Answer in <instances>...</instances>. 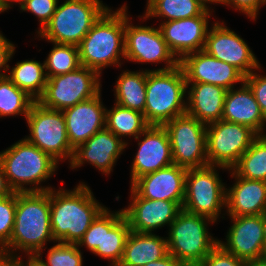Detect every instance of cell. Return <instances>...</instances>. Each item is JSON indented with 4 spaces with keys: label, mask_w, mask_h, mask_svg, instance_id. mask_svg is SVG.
Returning a JSON list of instances; mask_svg holds the SVG:
<instances>
[{
    "label": "cell",
    "mask_w": 266,
    "mask_h": 266,
    "mask_svg": "<svg viewBox=\"0 0 266 266\" xmlns=\"http://www.w3.org/2000/svg\"><path fill=\"white\" fill-rule=\"evenodd\" d=\"M225 25L223 21L211 23L203 50L210 56L233 65L244 76L263 69L245 40Z\"/></svg>",
    "instance_id": "cell-15"
},
{
    "label": "cell",
    "mask_w": 266,
    "mask_h": 266,
    "mask_svg": "<svg viewBox=\"0 0 266 266\" xmlns=\"http://www.w3.org/2000/svg\"><path fill=\"white\" fill-rule=\"evenodd\" d=\"M76 244L58 242L48 249L47 266H83V253Z\"/></svg>",
    "instance_id": "cell-35"
},
{
    "label": "cell",
    "mask_w": 266,
    "mask_h": 266,
    "mask_svg": "<svg viewBox=\"0 0 266 266\" xmlns=\"http://www.w3.org/2000/svg\"><path fill=\"white\" fill-rule=\"evenodd\" d=\"M255 71L245 76L244 82L250 87L262 114L266 118V75L258 74Z\"/></svg>",
    "instance_id": "cell-39"
},
{
    "label": "cell",
    "mask_w": 266,
    "mask_h": 266,
    "mask_svg": "<svg viewBox=\"0 0 266 266\" xmlns=\"http://www.w3.org/2000/svg\"><path fill=\"white\" fill-rule=\"evenodd\" d=\"M258 135L249 127L219 120L207 124L208 165L231 169Z\"/></svg>",
    "instance_id": "cell-14"
},
{
    "label": "cell",
    "mask_w": 266,
    "mask_h": 266,
    "mask_svg": "<svg viewBox=\"0 0 266 266\" xmlns=\"http://www.w3.org/2000/svg\"><path fill=\"white\" fill-rule=\"evenodd\" d=\"M246 266H266V258L263 260L247 262Z\"/></svg>",
    "instance_id": "cell-48"
},
{
    "label": "cell",
    "mask_w": 266,
    "mask_h": 266,
    "mask_svg": "<svg viewBox=\"0 0 266 266\" xmlns=\"http://www.w3.org/2000/svg\"><path fill=\"white\" fill-rule=\"evenodd\" d=\"M221 120L247 126L257 135H266V118L245 82L240 88L227 90Z\"/></svg>",
    "instance_id": "cell-25"
},
{
    "label": "cell",
    "mask_w": 266,
    "mask_h": 266,
    "mask_svg": "<svg viewBox=\"0 0 266 266\" xmlns=\"http://www.w3.org/2000/svg\"><path fill=\"white\" fill-rule=\"evenodd\" d=\"M263 229H264V240L266 247V211L263 213Z\"/></svg>",
    "instance_id": "cell-49"
},
{
    "label": "cell",
    "mask_w": 266,
    "mask_h": 266,
    "mask_svg": "<svg viewBox=\"0 0 266 266\" xmlns=\"http://www.w3.org/2000/svg\"><path fill=\"white\" fill-rule=\"evenodd\" d=\"M54 242L50 221V190L16 192L14 228L9 244L4 248L17 257L25 254L43 255L47 242Z\"/></svg>",
    "instance_id": "cell-2"
},
{
    "label": "cell",
    "mask_w": 266,
    "mask_h": 266,
    "mask_svg": "<svg viewBox=\"0 0 266 266\" xmlns=\"http://www.w3.org/2000/svg\"><path fill=\"white\" fill-rule=\"evenodd\" d=\"M0 266H17V257L5 249H0Z\"/></svg>",
    "instance_id": "cell-45"
},
{
    "label": "cell",
    "mask_w": 266,
    "mask_h": 266,
    "mask_svg": "<svg viewBox=\"0 0 266 266\" xmlns=\"http://www.w3.org/2000/svg\"><path fill=\"white\" fill-rule=\"evenodd\" d=\"M199 1L202 5H204L207 9H211V7L209 8L208 4H221V0H197ZM208 5V6H207Z\"/></svg>",
    "instance_id": "cell-47"
},
{
    "label": "cell",
    "mask_w": 266,
    "mask_h": 266,
    "mask_svg": "<svg viewBox=\"0 0 266 266\" xmlns=\"http://www.w3.org/2000/svg\"><path fill=\"white\" fill-rule=\"evenodd\" d=\"M0 161L9 185L15 192L51 190V186L45 187L41 183L49 180L59 165V162L50 154L31 144L25 138L0 152Z\"/></svg>",
    "instance_id": "cell-4"
},
{
    "label": "cell",
    "mask_w": 266,
    "mask_h": 266,
    "mask_svg": "<svg viewBox=\"0 0 266 266\" xmlns=\"http://www.w3.org/2000/svg\"><path fill=\"white\" fill-rule=\"evenodd\" d=\"M53 48L44 61L47 78L66 74L80 65L78 46L52 43Z\"/></svg>",
    "instance_id": "cell-34"
},
{
    "label": "cell",
    "mask_w": 266,
    "mask_h": 266,
    "mask_svg": "<svg viewBox=\"0 0 266 266\" xmlns=\"http://www.w3.org/2000/svg\"><path fill=\"white\" fill-rule=\"evenodd\" d=\"M125 4V60L136 63L165 62L163 68L151 71H167L176 68L179 60L170 51L159 27L133 25Z\"/></svg>",
    "instance_id": "cell-13"
},
{
    "label": "cell",
    "mask_w": 266,
    "mask_h": 266,
    "mask_svg": "<svg viewBox=\"0 0 266 266\" xmlns=\"http://www.w3.org/2000/svg\"><path fill=\"white\" fill-rule=\"evenodd\" d=\"M228 171L235 183L226 188L227 216L262 215L266 211V182L245 179L231 169Z\"/></svg>",
    "instance_id": "cell-24"
},
{
    "label": "cell",
    "mask_w": 266,
    "mask_h": 266,
    "mask_svg": "<svg viewBox=\"0 0 266 266\" xmlns=\"http://www.w3.org/2000/svg\"><path fill=\"white\" fill-rule=\"evenodd\" d=\"M15 212L16 192L13 195L0 198V249H4L10 242Z\"/></svg>",
    "instance_id": "cell-36"
},
{
    "label": "cell",
    "mask_w": 266,
    "mask_h": 266,
    "mask_svg": "<svg viewBox=\"0 0 266 266\" xmlns=\"http://www.w3.org/2000/svg\"><path fill=\"white\" fill-rule=\"evenodd\" d=\"M106 109L100 92L91 99L62 110L68 140L73 149L105 128Z\"/></svg>",
    "instance_id": "cell-22"
},
{
    "label": "cell",
    "mask_w": 266,
    "mask_h": 266,
    "mask_svg": "<svg viewBox=\"0 0 266 266\" xmlns=\"http://www.w3.org/2000/svg\"><path fill=\"white\" fill-rule=\"evenodd\" d=\"M129 232L130 227L122 209L113 212L105 207L76 245L109 260L110 266H118Z\"/></svg>",
    "instance_id": "cell-11"
},
{
    "label": "cell",
    "mask_w": 266,
    "mask_h": 266,
    "mask_svg": "<svg viewBox=\"0 0 266 266\" xmlns=\"http://www.w3.org/2000/svg\"><path fill=\"white\" fill-rule=\"evenodd\" d=\"M101 0H65L38 37L47 42L78 46L94 23L109 8Z\"/></svg>",
    "instance_id": "cell-6"
},
{
    "label": "cell",
    "mask_w": 266,
    "mask_h": 266,
    "mask_svg": "<svg viewBox=\"0 0 266 266\" xmlns=\"http://www.w3.org/2000/svg\"><path fill=\"white\" fill-rule=\"evenodd\" d=\"M211 9L203 15L162 22L159 29L170 51L180 61L185 55L204 49Z\"/></svg>",
    "instance_id": "cell-20"
},
{
    "label": "cell",
    "mask_w": 266,
    "mask_h": 266,
    "mask_svg": "<svg viewBox=\"0 0 266 266\" xmlns=\"http://www.w3.org/2000/svg\"><path fill=\"white\" fill-rule=\"evenodd\" d=\"M100 78L98 72L85 66L49 77L37 102L45 108L62 111L98 95L102 91Z\"/></svg>",
    "instance_id": "cell-9"
},
{
    "label": "cell",
    "mask_w": 266,
    "mask_h": 266,
    "mask_svg": "<svg viewBox=\"0 0 266 266\" xmlns=\"http://www.w3.org/2000/svg\"><path fill=\"white\" fill-rule=\"evenodd\" d=\"M124 42L125 4L116 11L109 7L78 45L80 65L100 75L106 67H121V60L125 59Z\"/></svg>",
    "instance_id": "cell-3"
},
{
    "label": "cell",
    "mask_w": 266,
    "mask_h": 266,
    "mask_svg": "<svg viewBox=\"0 0 266 266\" xmlns=\"http://www.w3.org/2000/svg\"><path fill=\"white\" fill-rule=\"evenodd\" d=\"M135 140L138 148L131 163V184L143 175L174 163L169 135L163 126L150 125Z\"/></svg>",
    "instance_id": "cell-17"
},
{
    "label": "cell",
    "mask_w": 266,
    "mask_h": 266,
    "mask_svg": "<svg viewBox=\"0 0 266 266\" xmlns=\"http://www.w3.org/2000/svg\"><path fill=\"white\" fill-rule=\"evenodd\" d=\"M150 124L140 111L121 107L114 103L111 109H106L105 128L113 132L122 140V137L136 139Z\"/></svg>",
    "instance_id": "cell-31"
},
{
    "label": "cell",
    "mask_w": 266,
    "mask_h": 266,
    "mask_svg": "<svg viewBox=\"0 0 266 266\" xmlns=\"http://www.w3.org/2000/svg\"><path fill=\"white\" fill-rule=\"evenodd\" d=\"M105 208L85 182L73 190H50V221L54 241L77 244Z\"/></svg>",
    "instance_id": "cell-1"
},
{
    "label": "cell",
    "mask_w": 266,
    "mask_h": 266,
    "mask_svg": "<svg viewBox=\"0 0 266 266\" xmlns=\"http://www.w3.org/2000/svg\"><path fill=\"white\" fill-rule=\"evenodd\" d=\"M230 6L240 13H244L248 18L256 21L259 9L266 5L264 0H221V5Z\"/></svg>",
    "instance_id": "cell-40"
},
{
    "label": "cell",
    "mask_w": 266,
    "mask_h": 266,
    "mask_svg": "<svg viewBox=\"0 0 266 266\" xmlns=\"http://www.w3.org/2000/svg\"><path fill=\"white\" fill-rule=\"evenodd\" d=\"M210 223L215 221L182 209L169 227L168 253L186 266H198L219 242L208 231Z\"/></svg>",
    "instance_id": "cell-7"
},
{
    "label": "cell",
    "mask_w": 266,
    "mask_h": 266,
    "mask_svg": "<svg viewBox=\"0 0 266 266\" xmlns=\"http://www.w3.org/2000/svg\"><path fill=\"white\" fill-rule=\"evenodd\" d=\"M187 170L173 163L139 177L130 185V189L145 199L168 200L183 205Z\"/></svg>",
    "instance_id": "cell-23"
},
{
    "label": "cell",
    "mask_w": 266,
    "mask_h": 266,
    "mask_svg": "<svg viewBox=\"0 0 266 266\" xmlns=\"http://www.w3.org/2000/svg\"><path fill=\"white\" fill-rule=\"evenodd\" d=\"M147 69L122 71L115 83V103L144 113L146 104Z\"/></svg>",
    "instance_id": "cell-28"
},
{
    "label": "cell",
    "mask_w": 266,
    "mask_h": 266,
    "mask_svg": "<svg viewBox=\"0 0 266 266\" xmlns=\"http://www.w3.org/2000/svg\"><path fill=\"white\" fill-rule=\"evenodd\" d=\"M247 262L217 244L198 266H246Z\"/></svg>",
    "instance_id": "cell-38"
},
{
    "label": "cell",
    "mask_w": 266,
    "mask_h": 266,
    "mask_svg": "<svg viewBox=\"0 0 266 266\" xmlns=\"http://www.w3.org/2000/svg\"><path fill=\"white\" fill-rule=\"evenodd\" d=\"M15 48V45L0 31V79L8 76V74H6L10 69L8 62H10L15 54Z\"/></svg>",
    "instance_id": "cell-41"
},
{
    "label": "cell",
    "mask_w": 266,
    "mask_h": 266,
    "mask_svg": "<svg viewBox=\"0 0 266 266\" xmlns=\"http://www.w3.org/2000/svg\"><path fill=\"white\" fill-rule=\"evenodd\" d=\"M208 9L197 0H147L146 11L140 19L165 18L172 20L185 19L203 15Z\"/></svg>",
    "instance_id": "cell-29"
},
{
    "label": "cell",
    "mask_w": 266,
    "mask_h": 266,
    "mask_svg": "<svg viewBox=\"0 0 266 266\" xmlns=\"http://www.w3.org/2000/svg\"><path fill=\"white\" fill-rule=\"evenodd\" d=\"M231 170L245 179L266 182V135H258Z\"/></svg>",
    "instance_id": "cell-32"
},
{
    "label": "cell",
    "mask_w": 266,
    "mask_h": 266,
    "mask_svg": "<svg viewBox=\"0 0 266 266\" xmlns=\"http://www.w3.org/2000/svg\"><path fill=\"white\" fill-rule=\"evenodd\" d=\"M130 192L131 201L128 207L122 209L130 231L154 233L164 225L170 227L182 210V205L178 202L145 199L139 197L132 189Z\"/></svg>",
    "instance_id": "cell-18"
},
{
    "label": "cell",
    "mask_w": 266,
    "mask_h": 266,
    "mask_svg": "<svg viewBox=\"0 0 266 266\" xmlns=\"http://www.w3.org/2000/svg\"><path fill=\"white\" fill-rule=\"evenodd\" d=\"M4 9L2 8L1 4H0V14L3 12L4 13Z\"/></svg>",
    "instance_id": "cell-50"
},
{
    "label": "cell",
    "mask_w": 266,
    "mask_h": 266,
    "mask_svg": "<svg viewBox=\"0 0 266 266\" xmlns=\"http://www.w3.org/2000/svg\"><path fill=\"white\" fill-rule=\"evenodd\" d=\"M128 144L126 140H121L113 132L104 128L74 149L70 168L75 170L89 163L99 172L109 175Z\"/></svg>",
    "instance_id": "cell-21"
},
{
    "label": "cell",
    "mask_w": 266,
    "mask_h": 266,
    "mask_svg": "<svg viewBox=\"0 0 266 266\" xmlns=\"http://www.w3.org/2000/svg\"><path fill=\"white\" fill-rule=\"evenodd\" d=\"M144 266H186V265L168 253L164 258L154 262H149Z\"/></svg>",
    "instance_id": "cell-44"
},
{
    "label": "cell",
    "mask_w": 266,
    "mask_h": 266,
    "mask_svg": "<svg viewBox=\"0 0 266 266\" xmlns=\"http://www.w3.org/2000/svg\"><path fill=\"white\" fill-rule=\"evenodd\" d=\"M229 217L232 225L227 232L226 242L219 240L218 244L246 262L265 259L263 214Z\"/></svg>",
    "instance_id": "cell-16"
},
{
    "label": "cell",
    "mask_w": 266,
    "mask_h": 266,
    "mask_svg": "<svg viewBox=\"0 0 266 266\" xmlns=\"http://www.w3.org/2000/svg\"><path fill=\"white\" fill-rule=\"evenodd\" d=\"M27 0H0V4L2 8L7 11L11 9L14 5L13 3H17L19 6L22 5Z\"/></svg>",
    "instance_id": "cell-46"
},
{
    "label": "cell",
    "mask_w": 266,
    "mask_h": 266,
    "mask_svg": "<svg viewBox=\"0 0 266 266\" xmlns=\"http://www.w3.org/2000/svg\"><path fill=\"white\" fill-rule=\"evenodd\" d=\"M226 93L225 88L213 84L187 83L186 113L206 125L219 121Z\"/></svg>",
    "instance_id": "cell-26"
},
{
    "label": "cell",
    "mask_w": 266,
    "mask_h": 266,
    "mask_svg": "<svg viewBox=\"0 0 266 266\" xmlns=\"http://www.w3.org/2000/svg\"><path fill=\"white\" fill-rule=\"evenodd\" d=\"M36 100L19 89L8 77L0 79V118L22 115L25 118Z\"/></svg>",
    "instance_id": "cell-33"
},
{
    "label": "cell",
    "mask_w": 266,
    "mask_h": 266,
    "mask_svg": "<svg viewBox=\"0 0 266 266\" xmlns=\"http://www.w3.org/2000/svg\"><path fill=\"white\" fill-rule=\"evenodd\" d=\"M168 254L166 237L130 231L118 266H144Z\"/></svg>",
    "instance_id": "cell-27"
},
{
    "label": "cell",
    "mask_w": 266,
    "mask_h": 266,
    "mask_svg": "<svg viewBox=\"0 0 266 266\" xmlns=\"http://www.w3.org/2000/svg\"><path fill=\"white\" fill-rule=\"evenodd\" d=\"M25 120L30 132L29 136H25L28 142L50 154L58 162H71L74 149L68 140L62 111L45 108L36 101Z\"/></svg>",
    "instance_id": "cell-10"
},
{
    "label": "cell",
    "mask_w": 266,
    "mask_h": 266,
    "mask_svg": "<svg viewBox=\"0 0 266 266\" xmlns=\"http://www.w3.org/2000/svg\"><path fill=\"white\" fill-rule=\"evenodd\" d=\"M228 168L207 165L187 170L185 177V197L182 209L197 215L209 217L217 223L226 208V187L218 169ZM220 177V178H219Z\"/></svg>",
    "instance_id": "cell-8"
},
{
    "label": "cell",
    "mask_w": 266,
    "mask_h": 266,
    "mask_svg": "<svg viewBox=\"0 0 266 266\" xmlns=\"http://www.w3.org/2000/svg\"><path fill=\"white\" fill-rule=\"evenodd\" d=\"M28 259L27 261H23L21 255L17 256V266H47L45 261L42 259L43 256L37 254H25Z\"/></svg>",
    "instance_id": "cell-42"
},
{
    "label": "cell",
    "mask_w": 266,
    "mask_h": 266,
    "mask_svg": "<svg viewBox=\"0 0 266 266\" xmlns=\"http://www.w3.org/2000/svg\"><path fill=\"white\" fill-rule=\"evenodd\" d=\"M59 0H27L19 6L20 10L31 12L38 18L39 28L36 33L41 31L50 21L56 11Z\"/></svg>",
    "instance_id": "cell-37"
},
{
    "label": "cell",
    "mask_w": 266,
    "mask_h": 266,
    "mask_svg": "<svg viewBox=\"0 0 266 266\" xmlns=\"http://www.w3.org/2000/svg\"><path fill=\"white\" fill-rule=\"evenodd\" d=\"M179 65L184 71L186 83H207L230 90L245 79L233 65L210 56L204 50L185 55Z\"/></svg>",
    "instance_id": "cell-19"
},
{
    "label": "cell",
    "mask_w": 266,
    "mask_h": 266,
    "mask_svg": "<svg viewBox=\"0 0 266 266\" xmlns=\"http://www.w3.org/2000/svg\"><path fill=\"white\" fill-rule=\"evenodd\" d=\"M8 73L7 77L36 101L43 95L48 79L44 61L43 63L33 59L19 61Z\"/></svg>",
    "instance_id": "cell-30"
},
{
    "label": "cell",
    "mask_w": 266,
    "mask_h": 266,
    "mask_svg": "<svg viewBox=\"0 0 266 266\" xmlns=\"http://www.w3.org/2000/svg\"><path fill=\"white\" fill-rule=\"evenodd\" d=\"M187 83L180 65L167 71L147 70L144 116L150 125L163 126L186 113Z\"/></svg>",
    "instance_id": "cell-5"
},
{
    "label": "cell",
    "mask_w": 266,
    "mask_h": 266,
    "mask_svg": "<svg viewBox=\"0 0 266 266\" xmlns=\"http://www.w3.org/2000/svg\"><path fill=\"white\" fill-rule=\"evenodd\" d=\"M174 164L186 169L208 165L207 125L187 113L166 122Z\"/></svg>",
    "instance_id": "cell-12"
},
{
    "label": "cell",
    "mask_w": 266,
    "mask_h": 266,
    "mask_svg": "<svg viewBox=\"0 0 266 266\" xmlns=\"http://www.w3.org/2000/svg\"><path fill=\"white\" fill-rule=\"evenodd\" d=\"M15 191L9 185L8 179L3 170L2 163L0 161V198L13 195Z\"/></svg>",
    "instance_id": "cell-43"
}]
</instances>
